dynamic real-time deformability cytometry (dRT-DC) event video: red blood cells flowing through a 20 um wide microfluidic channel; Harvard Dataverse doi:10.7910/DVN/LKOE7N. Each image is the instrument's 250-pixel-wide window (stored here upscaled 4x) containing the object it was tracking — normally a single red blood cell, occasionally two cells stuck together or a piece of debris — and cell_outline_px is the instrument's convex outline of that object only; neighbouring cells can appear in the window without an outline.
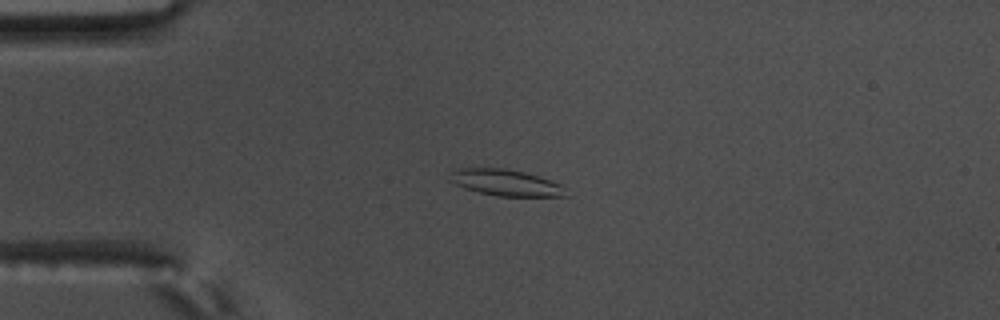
{"species": "common noctule bat (a hibernating species)", "species_latin": "Nyctalus noctula", "temperature_condition": "warm", "stored_images_in_passage": 58, "camera_frame_rate_fps": 3000, "um_per_image_px": 0.085, "animal": {"sex": "male", "body_mass_g": 17.5, "forearm_length_mm": 52.3}, "frame": {"image": 1, "passage_image": 15, "time_ms": 4.667, "image_size_px": [1000, 320], "cell_outline_px": [[568, 196], [496, 196], [480, 192], [456, 184], [448, 180], [448, 172], [460, 168], [504, 168], [524, 172], [560, 184]], "centroid_in_image_um": [42.92, 15.51], "position_along_channel_um": 42.1, "area_um2": 17.51}}
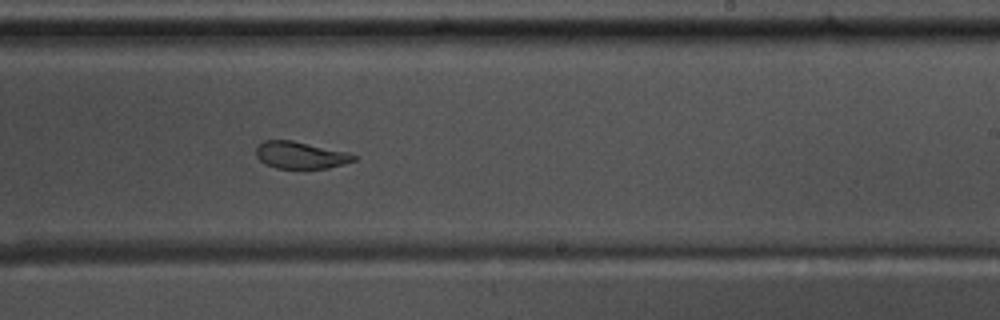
{"frame": {"image": 2, "passage_image": 36, "time_ms": 11.667, "image_size_px": [1000, 320], "cell_outline_px": [[356, 160], [344, 164], [328, 168], [276, 168], [264, 164], [256, 156], [256, 144], [264, 140], [292, 140], [348, 152], [356, 156]], "centroid_in_image_um": [25.51, 13.18], "position_along_channel_um": 263.5, "area_um2": 15.49}}
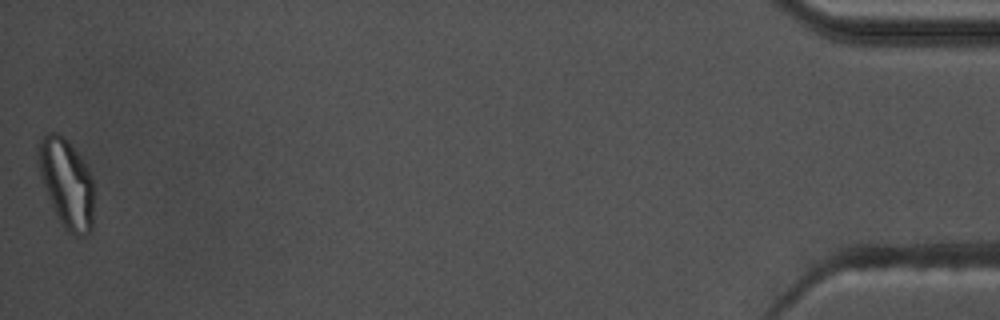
{"frame": {"image": 3, "passage_image": 58, "time_ms": 19.0, "image_size_px": [1000, 320], "cell_outline_px": [[92, 228], [84, 236], [76, 236], [68, 232], [64, 228], [56, 216], [40, 176], [36, 152], [36, 148], [40, 140], [48, 132], [56, 132], [64, 136], [84, 164], [92, 176]], "centroid_in_image_um": [5.62, 15.57], "position_along_channel_um": 429.6, "area_um2": 28.55}, "authors_computed_cell_mechanics": {"area_um2": 18.2648, "velocity_mm_per_s": 3.5594, "shape_relaxation_time_tau1_ms": null, "shape_relaxation_time_tau2_ms": 1.9889, "deformation_change_tau1": null, "deformation_change_tau2": 0.0783}}